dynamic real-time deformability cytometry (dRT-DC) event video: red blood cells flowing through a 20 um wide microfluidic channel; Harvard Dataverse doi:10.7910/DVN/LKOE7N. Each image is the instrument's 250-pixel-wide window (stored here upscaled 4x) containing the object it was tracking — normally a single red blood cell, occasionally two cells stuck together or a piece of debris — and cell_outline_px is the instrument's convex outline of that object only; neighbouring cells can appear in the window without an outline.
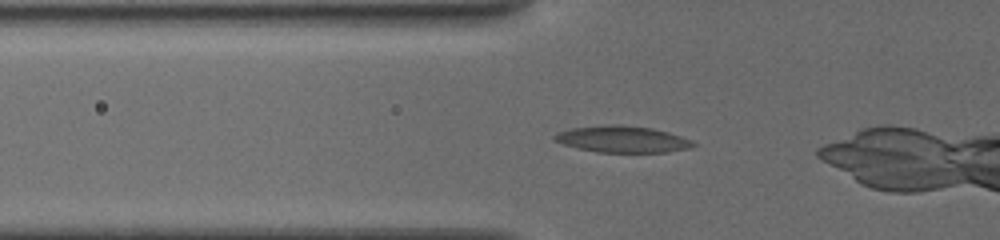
{"species": "common noctule bat (a hibernating species)", "species_latin": "Nyctalus noctula", "temperature_condition": "cold", "stored_images_in_passage": 14, "camera_frame_rate_fps": 3000, "um_per_image_px": 0.085, "animal": {"sex": "female", "body_mass_g": 19.5, "forearm_length_mm": 54.1}, "frame": {"image": 1, "passage_image": 8, "time_ms": 1.667, "image_size_px": [1000, 240], "cell_outline_px": [[696, 144], [688, 148], [668, 152], [596, 152], [564, 144], [552, 140], [552, 136], [560, 132], [572, 128], [612, 124], [620, 124], [652, 128], [668, 132], [692, 140]], "centroid_in_image_um": [52.9, 11.83], "position_along_channel_um": 72.9, "area_um2": 21.27}}